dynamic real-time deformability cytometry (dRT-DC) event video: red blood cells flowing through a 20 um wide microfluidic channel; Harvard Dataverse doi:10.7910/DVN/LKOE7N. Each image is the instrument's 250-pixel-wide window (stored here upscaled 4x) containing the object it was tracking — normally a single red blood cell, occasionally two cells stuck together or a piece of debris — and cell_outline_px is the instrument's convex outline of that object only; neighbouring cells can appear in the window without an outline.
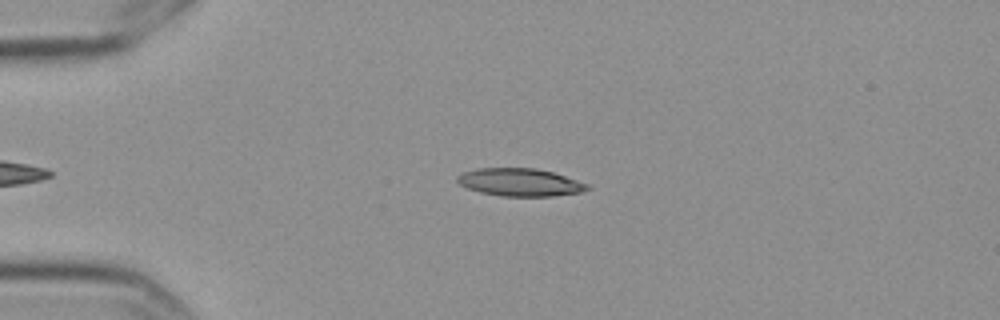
{"species": "Egyptian fruit bat (a non-hibernating species)", "species_latin": "Rousettus aegyptiacus", "temperature_condition": "cold", "stored_images_in_passage": 2, "camera_frame_rate_fps": 3000, "um_per_image_px": 0.085, "frame": {"image": 1, "passage_image": 1, "time_ms": 0.0, "image_size_px": [1000, 320], "cell_outline_px": [[592, 188], [580, 192], [552, 196], [504, 196], [480, 192], [468, 188], [460, 184], [456, 180], [456, 176], [464, 172], [476, 168], [536, 168], [552, 172], [588, 184]], "centroid_in_image_um": [44.18, 15.49], "position_along_channel_um": 40.8, "area_um2": 20.87}}